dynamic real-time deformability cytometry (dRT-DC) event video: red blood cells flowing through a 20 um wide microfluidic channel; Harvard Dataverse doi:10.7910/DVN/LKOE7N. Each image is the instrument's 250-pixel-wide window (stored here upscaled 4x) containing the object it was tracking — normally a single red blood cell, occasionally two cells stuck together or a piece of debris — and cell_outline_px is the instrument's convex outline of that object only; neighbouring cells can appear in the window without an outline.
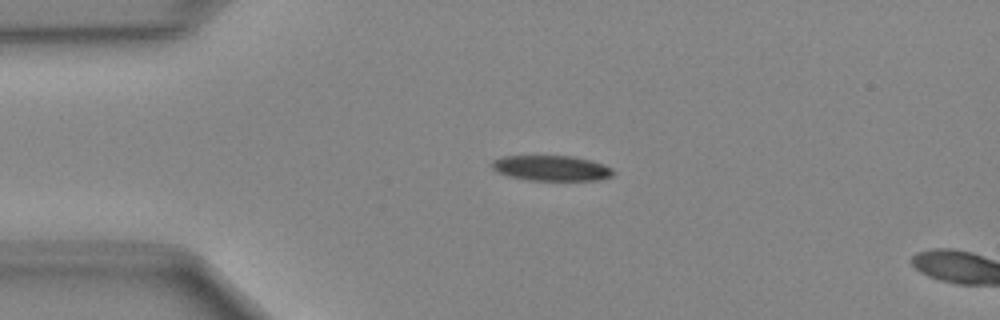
{"species": "Egyptian fruit bat (a non-hibernating species)", "species_latin": "Rousettus aegyptiacus", "temperature_condition": "cold", "stored_images_in_passage": 4, "camera_frame_rate_fps": 3000, "um_per_image_px": 0.085, "animal": {"sex": "female"}, "frame": {"image": 1, "passage_image": 1, "time_ms": 0.0, "image_size_px": [1000, 320], "cell_outline_px": [[616, 172], [612, 176], [596, 180], [528, 180], [508, 176], [496, 172], [492, 168], [492, 160], [500, 156], [572, 156], [604, 164], [612, 168]], "centroid_in_image_um": [46.85, 14.29], "position_along_channel_um": 38.2, "area_um2": 17.98}}